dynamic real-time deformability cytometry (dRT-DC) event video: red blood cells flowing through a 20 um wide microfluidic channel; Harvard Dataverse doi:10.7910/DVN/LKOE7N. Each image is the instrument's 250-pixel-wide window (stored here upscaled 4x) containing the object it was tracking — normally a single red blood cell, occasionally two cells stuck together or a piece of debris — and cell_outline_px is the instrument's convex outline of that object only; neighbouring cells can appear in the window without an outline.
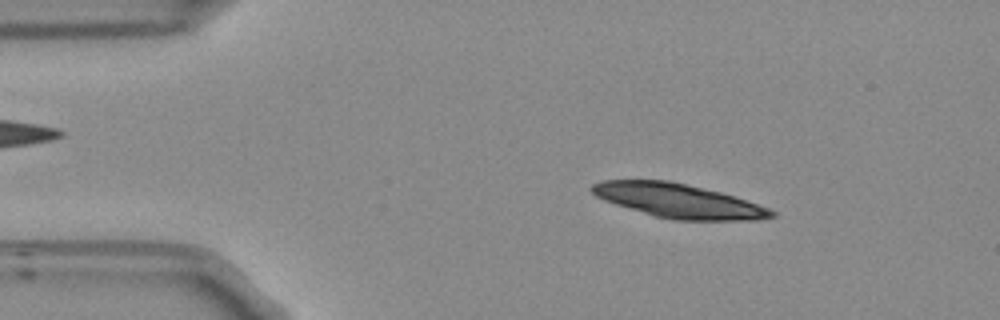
{"species": "Egyptian fruit bat (a non-hibernating species)", "species_latin": "Rousettus aegyptiacus", "temperature_condition": "room temperature", "stored_images_in_passage": 33, "camera_frame_rate_fps": 3000, "um_per_image_px": 0.085, "frame": {"image": 1, "passage_image": 7, "time_ms": 2.0, "image_size_px": [1000, 320], "cell_outline_px": [[776, 216], [756, 220], [676, 220], [656, 216], [616, 204], [604, 200], [596, 196], [588, 188], [592, 184], [600, 180], [668, 180], [720, 192], [768, 208], [776, 212]], "centroid_in_image_um": [57.63, 17.06], "position_along_channel_um": 27.4, "area_um2": 35.2}}